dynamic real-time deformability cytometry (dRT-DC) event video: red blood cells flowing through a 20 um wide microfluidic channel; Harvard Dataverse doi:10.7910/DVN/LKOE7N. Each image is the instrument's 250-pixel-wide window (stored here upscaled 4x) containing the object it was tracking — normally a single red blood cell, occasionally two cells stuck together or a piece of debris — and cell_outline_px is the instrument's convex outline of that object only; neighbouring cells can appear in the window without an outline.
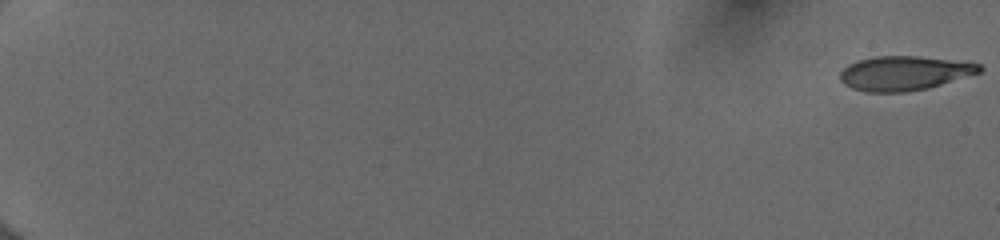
{"species": "human", "species_latin": "Homo sapiens", "temperature_condition": "cold", "stored_images_in_passage": 55, "camera_frame_rate_fps": 3000, "um_per_image_px": 0.085, "donor": {"sex": "female"}, "frame": {"image": 1, "passage_image": 1, "time_ms": 0.0, "image_size_px": [1000, 240], "cell_outline_px": [[984, 68], [980, 72], [928, 88], [904, 92], [864, 92], [852, 88], [844, 84], [840, 80], [840, 72], [848, 64], [860, 60], [876, 56], [916, 56], [980, 64]], "centroid_in_image_um": [76.82, 6.23], "position_along_channel_um": 8.2, "area_um2": 27.57}}
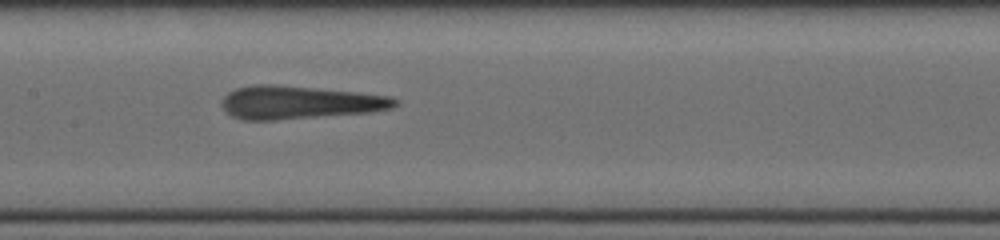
{"frame": {"image": 2, "passage_image": 31, "time_ms": 10.0, "image_size_px": [1000, 240], "cell_outline_px": [[400, 104], [392, 108], [372, 112], [276, 120], [244, 120], [232, 116], [220, 104], [220, 100], [228, 92], [236, 88], [252, 84], [276, 84], [356, 92], [392, 96], [400, 100]], "centroid_in_image_um": [25.46, 8.7], "position_along_channel_um": 181.9, "area_um2": 33.76}}
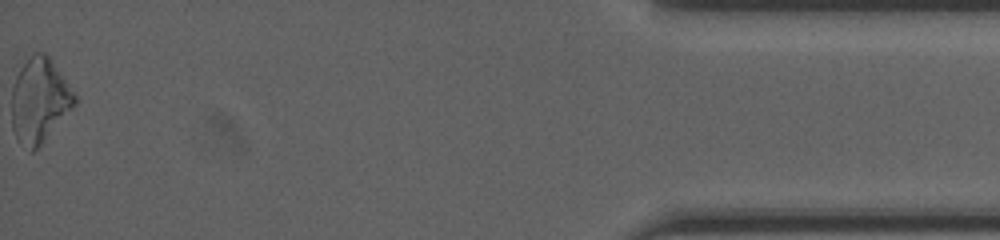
{"frame": {"image": 3, "passage_image": 55, "time_ms": 18.0, "image_size_px": [1000, 240], "cell_outline_px": [[80, 100], [40, 144], [32, 152], [16, 136], [12, 128], [12, 88], [16, 76], [20, 68], [32, 52], [44, 52], [52, 60]], "centroid_in_image_um": [3.37, 8.48], "position_along_channel_um": 431.8, "area_um2": 30.69}, "authors_computed_cell_mechanics": {"area_um2": 31.5588, "velocity_mm_per_s": 4.0224, "shape_relaxation_time_tau1_ms": 4.8342, "shape_relaxation_time_tau2_ms": 1.8643, "deformation_change_tau1": 0.1928, "deformation_change_tau2": 0.1521}}